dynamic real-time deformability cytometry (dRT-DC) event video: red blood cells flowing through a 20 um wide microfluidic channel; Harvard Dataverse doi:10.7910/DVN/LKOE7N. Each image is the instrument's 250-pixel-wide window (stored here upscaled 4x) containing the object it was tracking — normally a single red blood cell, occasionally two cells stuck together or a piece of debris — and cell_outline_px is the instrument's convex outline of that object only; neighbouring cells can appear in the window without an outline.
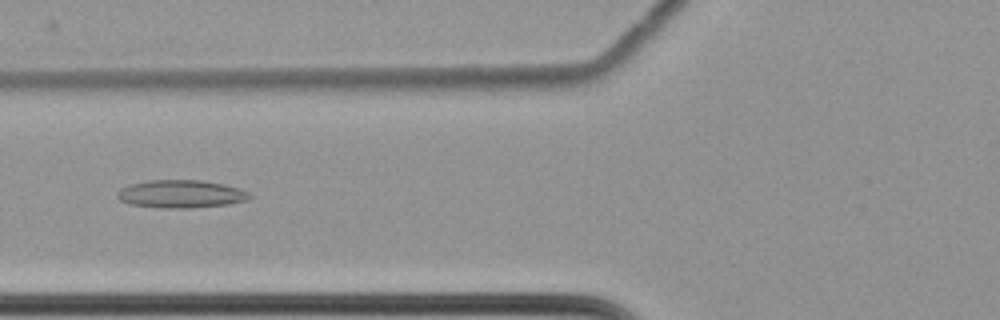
{"species": "common noctule bat (a hibernating species)", "species_latin": "Nyctalus noctula", "temperature_condition": "cold", "stored_images_in_passage": 40, "camera_frame_rate_fps": 3000, "um_per_image_px": 0.085, "animal": {"sex": "female", "body_mass_g": 22.7, "forearm_length_mm": 54.2}, "frame": {"image": 1, "passage_image": 11, "time_ms": 3.333, "image_size_px": [1000, 320], "cell_outline_px": [[252, 196], [248, 200], [228, 204], [192, 208], [160, 208], [128, 204], [120, 200], [116, 196], [116, 192], [120, 188], [128, 184], [148, 180], [200, 180], [224, 184], [240, 188], [248, 192]], "centroid_in_image_um": [15.35, 16.49], "position_along_channel_um": 110.5, "area_um2": 21.79}}
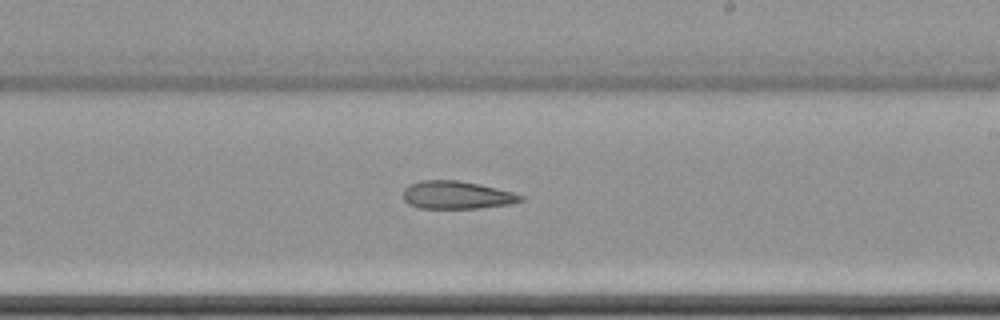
{"frame": {"image": 2, "passage_image": 23, "time_ms": 7.333, "image_size_px": [1000, 320], "cell_outline_px": [[524, 200], [512, 204], [476, 208], [420, 208], [408, 204], [404, 200], [404, 188], [408, 184], [424, 180], [456, 180], [480, 184], [512, 192], [524, 196]], "centroid_in_image_um": [38.82, 16.58], "position_along_channel_um": 250.2, "area_um2": 19.07}}
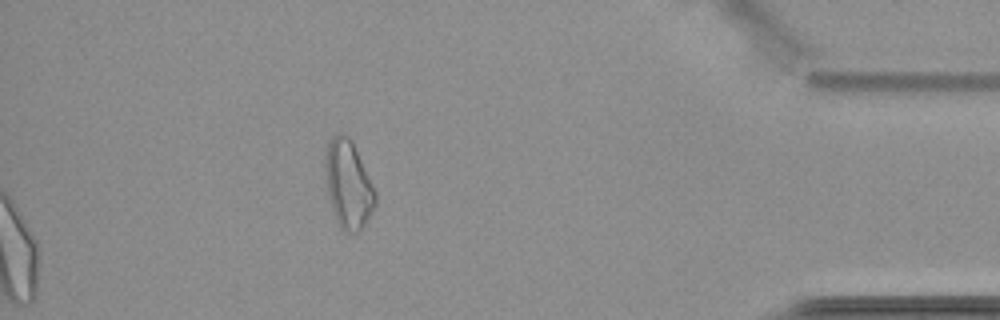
{"frame": {"image": 3, "passage_image": 40, "time_ms": 13.0, "image_size_px": [1000, 320], "cell_outline_px": [[376, 204], [364, 224], [356, 232], [344, 232], [340, 228], [336, 220], [332, 208], [328, 192], [324, 164], [328, 144], [332, 136], [340, 132], [348, 136], [352, 140], [376, 192]], "centroid_in_image_um": [29.6, 15.66], "position_along_channel_um": 405.6, "area_um2": 25.32}, "authors_computed_cell_mechanics": {"area_um2": 20.5768, "velocity_mm_per_s": 3.4919, "shape_relaxation_time_tau1_ms": null, "shape_relaxation_time_tau2_ms": 8.4775, "deformation_change_tau1": null, "deformation_change_tau2": 0.1831}}